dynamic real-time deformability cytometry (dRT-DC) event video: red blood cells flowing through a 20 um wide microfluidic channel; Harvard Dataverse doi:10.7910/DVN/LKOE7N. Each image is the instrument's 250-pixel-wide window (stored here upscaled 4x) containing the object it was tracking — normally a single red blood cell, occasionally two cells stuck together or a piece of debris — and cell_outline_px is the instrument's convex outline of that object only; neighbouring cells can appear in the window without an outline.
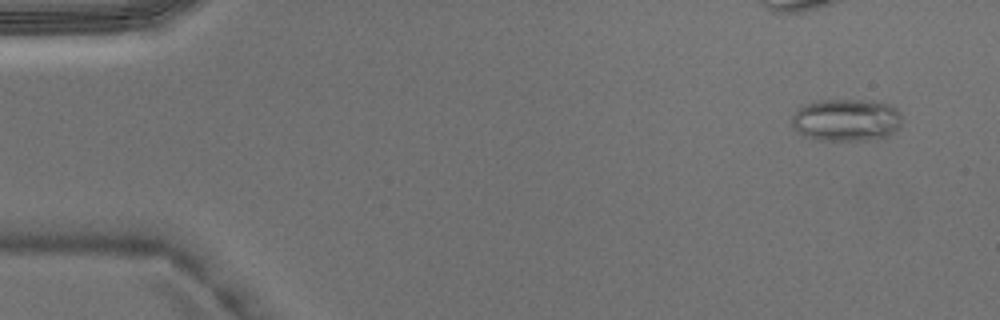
{"species": "Egyptian fruit bat (a non-hibernating species)", "species_latin": "Rousettus aegyptiacus", "temperature_condition": "warm", "stored_images_in_passage": 5, "camera_frame_rate_fps": 3000, "um_per_image_px": 0.085, "animal": {"sex": "male"}, "frame": {"image": 1, "passage_image": 5, "time_ms": 1.333, "image_size_px": [1000, 320], "cell_outline_px": [[900, 128], [896, 132], [888, 136], [876, 140], [820, 140], [804, 136], [796, 132], [792, 128], [792, 116], [804, 104], [820, 100], [872, 100], [888, 104], [896, 108], [900, 112]], "centroid_in_image_um": [71.95, 10.21], "position_along_channel_um": 13.0, "area_um2": 27.57}}